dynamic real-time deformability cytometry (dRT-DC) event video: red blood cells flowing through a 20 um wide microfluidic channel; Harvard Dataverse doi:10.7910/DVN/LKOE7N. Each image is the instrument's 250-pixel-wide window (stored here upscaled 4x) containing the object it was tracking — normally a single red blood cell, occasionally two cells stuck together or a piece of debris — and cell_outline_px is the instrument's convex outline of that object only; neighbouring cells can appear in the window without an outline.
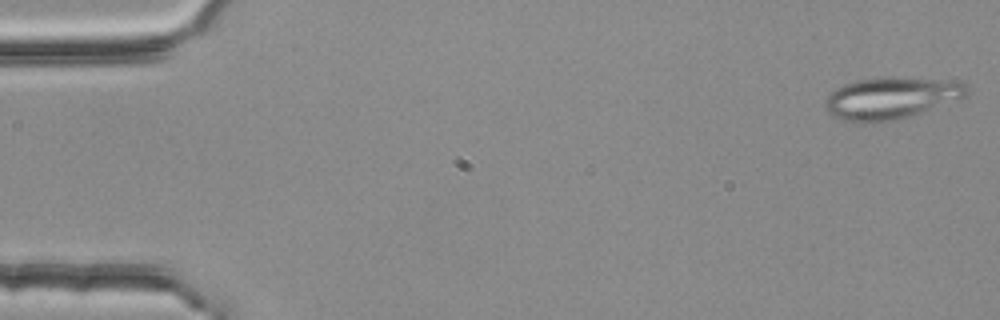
{"species": "common noctule bat (a hibernating species)", "species_latin": "Nyctalus noctula", "temperature_condition": "room temperature", "stored_images_in_passage": 2, "segment_of_instrument_passage": [2, 2], "camera_frame_rate_fps": 3000, "um_per_image_px": 0.085, "animal": {"sex": "female", "body_mass_g": 25.1}, "frame": {"image": 1, "passage_image": 2, "time_ms": 0.333, "image_size_px": [1000, 320], "cell_outline_px": [[968, 92], [964, 96], [908, 116], [896, 120], [872, 124], [856, 124], [832, 116], [824, 108], [824, 100], [836, 88], [844, 84], [856, 80], [880, 76], [900, 76], [960, 80], [968, 84]], "centroid_in_image_um": [75.69, 8.32], "position_along_channel_um": 9.3, "area_um2": 35.32}}